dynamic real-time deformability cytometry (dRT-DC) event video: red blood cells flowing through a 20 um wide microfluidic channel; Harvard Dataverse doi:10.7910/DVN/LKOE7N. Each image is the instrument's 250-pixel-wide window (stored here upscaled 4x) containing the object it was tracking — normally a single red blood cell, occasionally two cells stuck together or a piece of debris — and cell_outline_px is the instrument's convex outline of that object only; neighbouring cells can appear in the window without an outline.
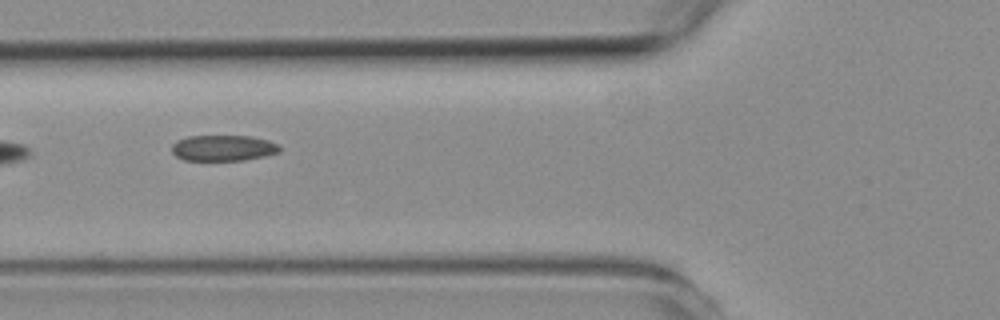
{"species": "common noctule bat (a hibernating species)", "species_latin": "Nyctalus noctula", "temperature_condition": "room temperature", "stored_images_in_passage": 10, "segment_of_instrument_passage": [2, 2], "camera_frame_rate_fps": 3000, "um_per_image_px": 0.085, "animal": {"sex": "female", "body_mass_g": 19.3, "forearm_length_mm": 54.1}, "frame": {"image": 1, "passage_image": 7, "time_ms": 7.0, "image_size_px": [1000, 320], "cell_outline_px": [[280, 152], [264, 156], [244, 160], [184, 160], [176, 156], [172, 152], [172, 144], [176, 140], [188, 136], [252, 136], [268, 140], [280, 144]], "centroid_in_image_um": [18.98, 12.57], "position_along_channel_um": 106.8, "area_um2": 16.36}}
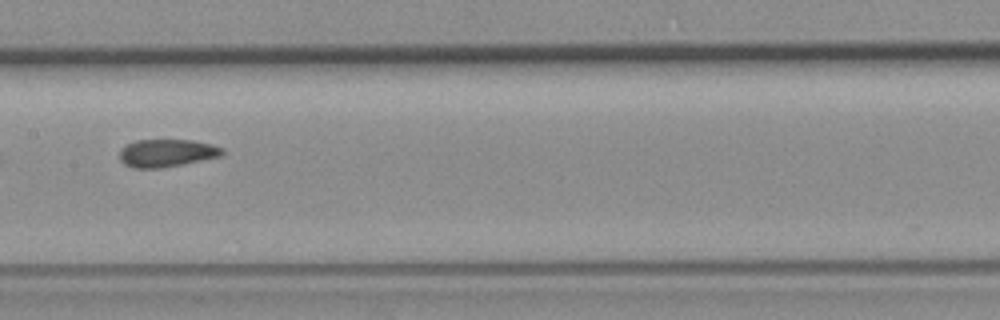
{"frame": {"image": 2, "passage_image": 9, "time_ms": 9.333, "image_size_px": [1000, 320], "cell_outline_px": [[224, 152], [220, 156], [164, 168], [132, 168], [124, 164], [120, 160], [120, 148], [136, 140], [192, 140], [212, 144], [224, 148]], "centroid_in_image_um": [14.16, 13.01], "position_along_channel_um": 193.2, "area_um2": 16.65}}
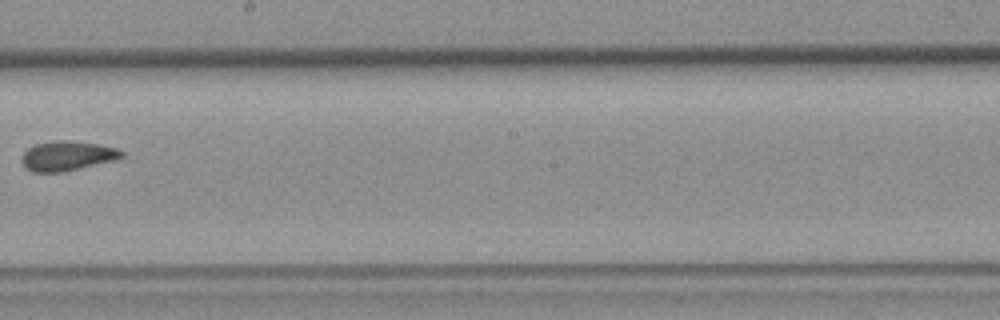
{"frame": {"image": 3, "passage_image": 10, "time_ms": 10.667, "image_size_px": [1000, 320], "cell_outline_px": [[124, 156], [116, 160], [64, 172], [32, 172], [20, 160], [20, 156], [28, 148], [36, 144], [56, 140], [72, 140], [100, 144], [116, 148], [124, 152]], "centroid_in_image_um": [5.73, 13.24], "position_along_channel_um": 242.5, "area_um2": 17.46}}